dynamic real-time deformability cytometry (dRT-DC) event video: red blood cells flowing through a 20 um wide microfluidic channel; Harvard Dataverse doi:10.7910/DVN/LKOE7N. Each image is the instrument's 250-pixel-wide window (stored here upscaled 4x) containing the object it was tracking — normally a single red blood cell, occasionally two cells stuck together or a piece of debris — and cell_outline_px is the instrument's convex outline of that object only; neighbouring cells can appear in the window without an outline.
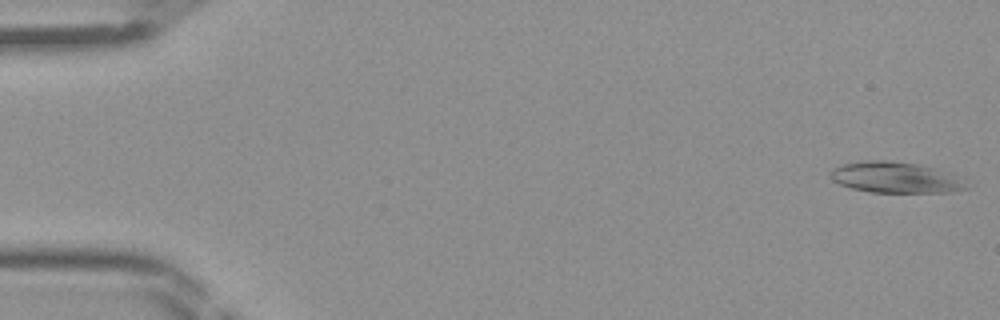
{"species": "Egyptian fruit bat (a non-hibernating species)", "species_latin": "Rousettus aegyptiacus", "temperature_condition": "room temperature", "stored_images_in_passage": 45, "camera_frame_rate_fps": 3000, "um_per_image_px": 0.085, "frame": {"image": 1, "passage_image": 1, "time_ms": 0.0, "image_size_px": [1000, 320], "cell_outline_px": [[972, 184], [968, 188], [952, 192], [872, 192], [852, 188], [840, 184], [832, 180], [832, 168], [840, 164], [868, 160], [888, 160], [916, 164], [932, 168]], "centroid_in_image_um": [76.09, 15.09], "position_along_channel_um": 8.9, "area_um2": 24.1}}
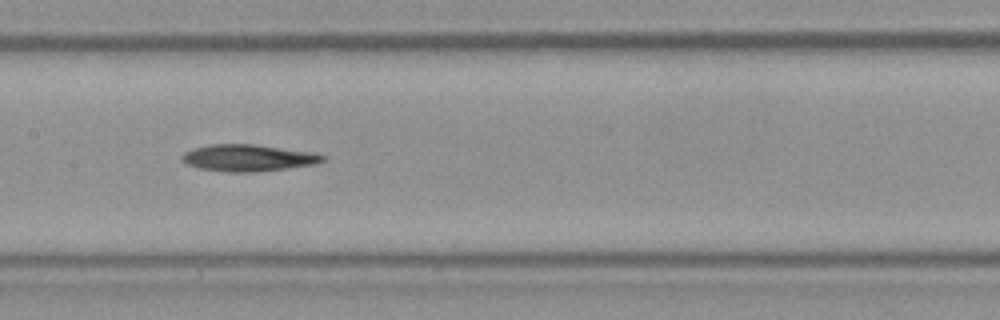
{"frame": {"image": 2, "passage_image": 22, "time_ms": 7.0, "image_size_px": [1000, 320], "cell_outline_px": [[328, 156], [324, 160], [316, 164], [288, 168], [252, 172], [228, 172], [200, 168], [184, 164], [180, 160], [180, 156], [184, 152], [192, 148], [208, 144], [256, 144], [316, 152]], "centroid_in_image_um": [21.09, 13.41], "position_along_channel_um": 186.3, "area_um2": 22.37}}
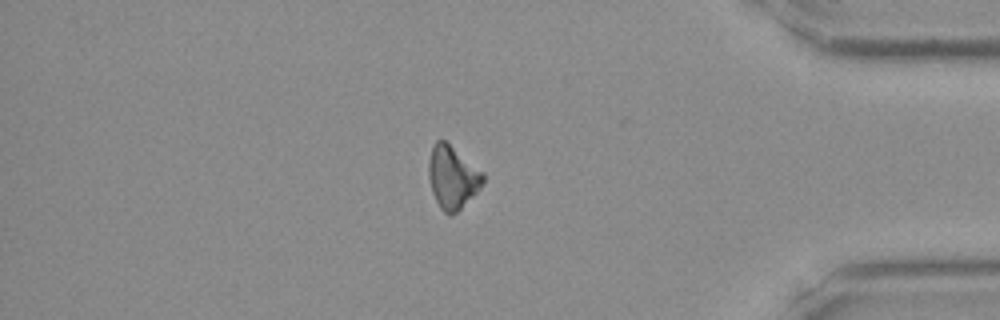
{"frame": {"image": 3, "passage_image": 38, "time_ms": 12.333, "image_size_px": [1000, 320], "cell_outline_px": [[484, 184], [452, 216], [448, 216], [440, 208], [432, 192], [428, 176], [428, 160], [432, 144], [436, 140], [444, 140], [484, 172]], "centroid_in_image_um": [38.44, 15.06], "position_along_channel_um": 396.8, "area_um2": 19.94}}